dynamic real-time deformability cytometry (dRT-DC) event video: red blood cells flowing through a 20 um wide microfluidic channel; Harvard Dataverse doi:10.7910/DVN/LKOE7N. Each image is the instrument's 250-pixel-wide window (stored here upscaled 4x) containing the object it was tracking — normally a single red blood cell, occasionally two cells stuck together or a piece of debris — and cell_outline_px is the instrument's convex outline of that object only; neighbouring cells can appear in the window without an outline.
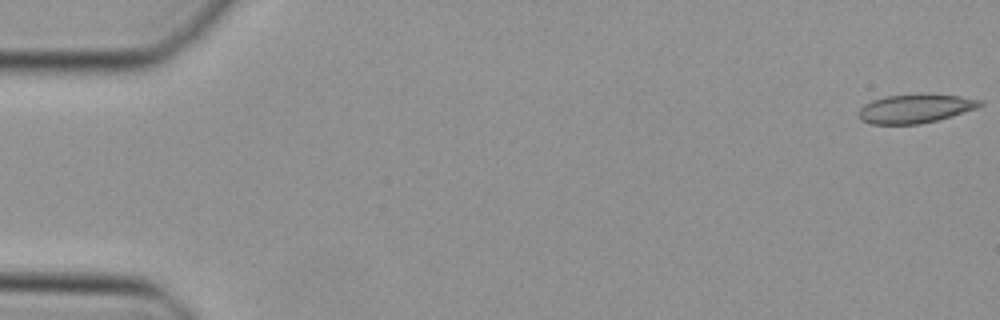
{"species": "Egyptian fruit bat (a non-hibernating species)", "species_latin": "Rousettus aegyptiacus", "temperature_condition": "cold", "stored_images_in_passage": 48, "camera_frame_rate_fps": 3000, "um_per_image_px": 0.085, "animal": {"sex": "female"}, "frame": {"image": 1, "passage_image": 1, "time_ms": 0.0, "image_size_px": [1000, 320], "cell_outline_px": [[984, 104], [976, 108], [936, 120], [920, 124], [872, 124], [860, 120], [860, 108], [864, 104], [872, 100], [884, 96], [960, 96], [984, 100]], "centroid_in_image_um": [77.78, 9.26], "position_along_channel_um": 7.2, "area_um2": 19.59}}
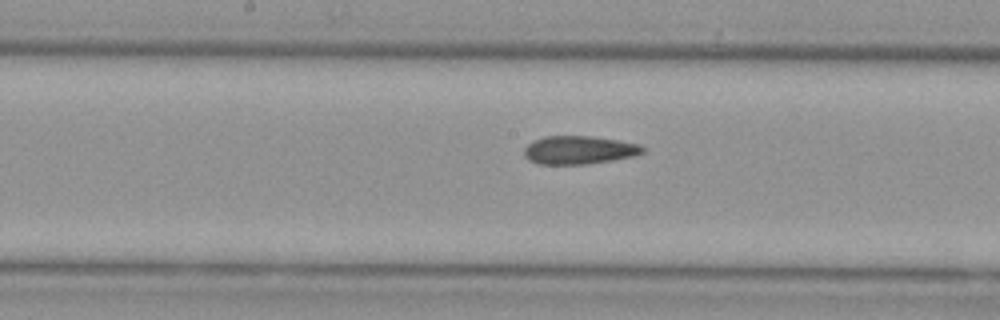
{"frame": {"image": 2, "passage_image": 25, "time_ms": 8.0, "image_size_px": [1000, 320], "cell_outline_px": [[644, 152], [636, 156], [588, 164], [536, 164], [528, 160], [524, 156], [524, 148], [532, 140], [544, 136], [592, 136], [640, 144], [644, 148]], "centroid_in_image_um": [49.19, 12.75], "position_along_channel_um": 199.0, "area_um2": 19.71}}
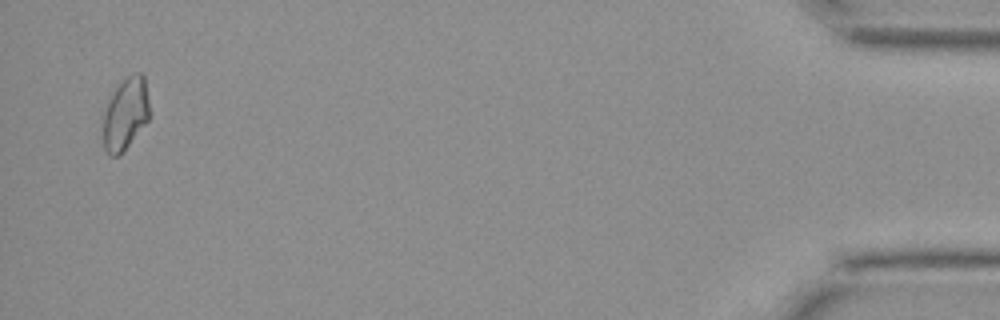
{"frame": {"image": 3, "passage_image": 47, "time_ms": 15.333, "image_size_px": [1000, 320], "cell_outline_px": [[152, 112], [148, 120], [120, 156], [108, 156], [104, 148], [104, 108], [112, 88], [128, 76], [136, 72], [140, 72], [144, 76]], "centroid_in_image_um": [10.68, 9.64], "position_along_channel_um": 424.5, "area_um2": 20.11}}